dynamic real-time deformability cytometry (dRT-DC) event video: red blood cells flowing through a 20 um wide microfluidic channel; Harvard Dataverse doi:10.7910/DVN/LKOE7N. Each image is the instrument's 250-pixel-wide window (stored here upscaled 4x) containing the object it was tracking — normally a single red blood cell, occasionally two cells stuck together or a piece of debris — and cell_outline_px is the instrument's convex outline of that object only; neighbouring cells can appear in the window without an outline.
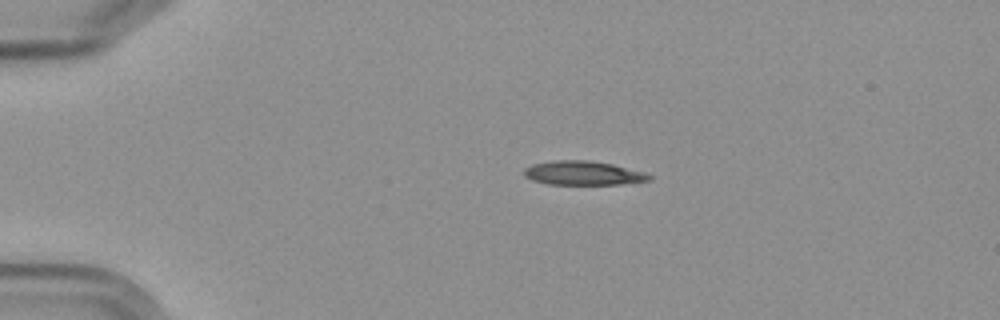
{"species": "Egyptian fruit bat (a non-hibernating species)", "species_latin": "Rousettus aegyptiacus", "temperature_condition": "cold", "stored_images_in_passage": 5, "camera_frame_rate_fps": 3000, "um_per_image_px": 0.085, "frame": {"image": 1, "passage_image": 3, "time_ms": 2.333, "image_size_px": [1000, 320], "cell_outline_px": [[652, 180], [620, 184], [548, 184], [532, 180], [524, 176], [524, 168], [532, 164], [556, 160], [588, 160], [612, 164], [644, 172], [652, 176]], "centroid_in_image_um": [49.55, 14.71], "position_along_channel_um": 35.4, "area_um2": 17.46}}
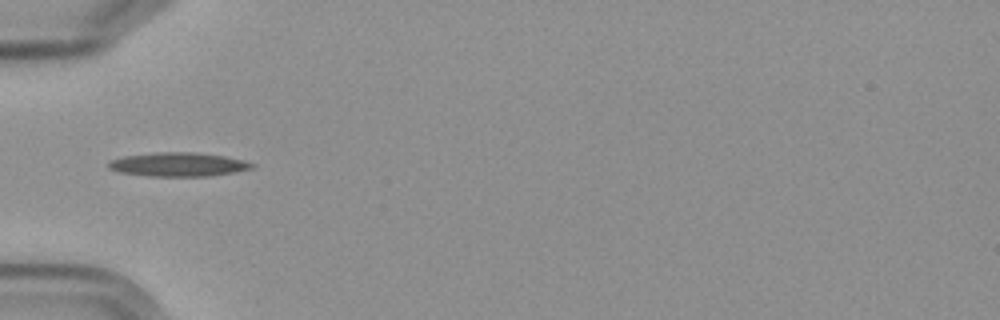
{"frame": {"image": 2, "passage_image": 5, "time_ms": 4.667, "image_size_px": [1000, 320], "cell_outline_px": [[256, 164], [252, 168], [232, 172], [208, 176], [152, 176], [120, 172], [108, 168], [108, 164], [112, 160], [124, 156], [156, 152], [196, 152], [224, 156], [244, 160]], "centroid_in_image_um": [15.16, 13.97], "position_along_channel_um": 69.8, "area_um2": 19.77}}